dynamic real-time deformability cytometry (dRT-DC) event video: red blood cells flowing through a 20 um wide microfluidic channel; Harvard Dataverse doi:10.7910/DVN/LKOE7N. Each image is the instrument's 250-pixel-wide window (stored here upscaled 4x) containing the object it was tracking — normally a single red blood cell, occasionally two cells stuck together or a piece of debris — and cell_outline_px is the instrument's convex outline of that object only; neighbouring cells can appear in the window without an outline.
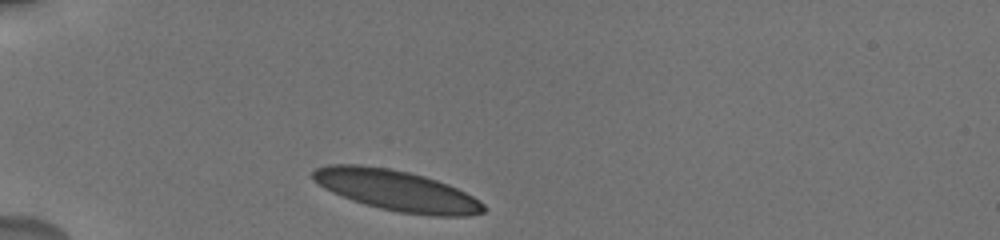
{"species": "human", "species_latin": "Homo sapiens", "temperature_condition": "cold", "stored_images_in_passage": 4, "camera_frame_rate_fps": 3000, "um_per_image_px": 0.085, "donor": {"sex": "male"}, "frame": {"image": 1, "passage_image": 1, "time_ms": 0.0, "image_size_px": [1000, 240], "cell_outline_px": [[488, 208], [484, 212], [468, 216], [432, 216], [400, 212], [380, 208], [364, 204], [352, 200], [332, 192], [324, 188], [312, 180], [312, 172], [316, 168], [328, 164], [360, 164], [388, 168], [408, 172], [424, 176], [448, 184], [480, 200]], "centroid_in_image_um": [33.71, 16.19], "position_along_channel_um": 51.3, "area_um2": 40.52}}
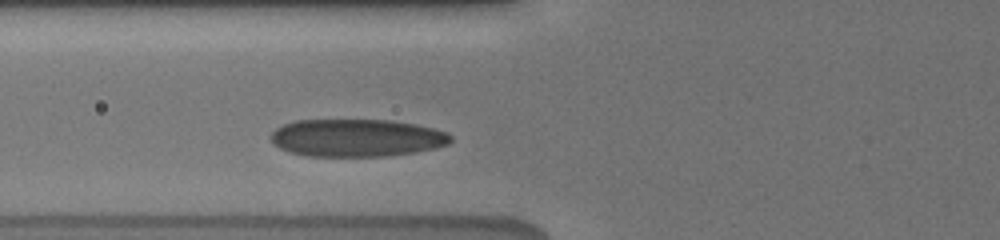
{"frame": {"image": 2, "passage_image": 4, "time_ms": 2.0, "image_size_px": [1000, 240], "cell_outline_px": [[452, 140], [448, 144], [436, 148], [416, 152], [384, 156], [308, 156], [288, 152], [272, 144], [268, 136], [276, 128], [284, 124], [296, 120], [392, 120], [416, 124], [432, 128], [444, 132], [452, 136]], "centroid_in_image_um": [30.28, 11.72], "position_along_channel_um": 95.5, "area_um2": 39.65}}